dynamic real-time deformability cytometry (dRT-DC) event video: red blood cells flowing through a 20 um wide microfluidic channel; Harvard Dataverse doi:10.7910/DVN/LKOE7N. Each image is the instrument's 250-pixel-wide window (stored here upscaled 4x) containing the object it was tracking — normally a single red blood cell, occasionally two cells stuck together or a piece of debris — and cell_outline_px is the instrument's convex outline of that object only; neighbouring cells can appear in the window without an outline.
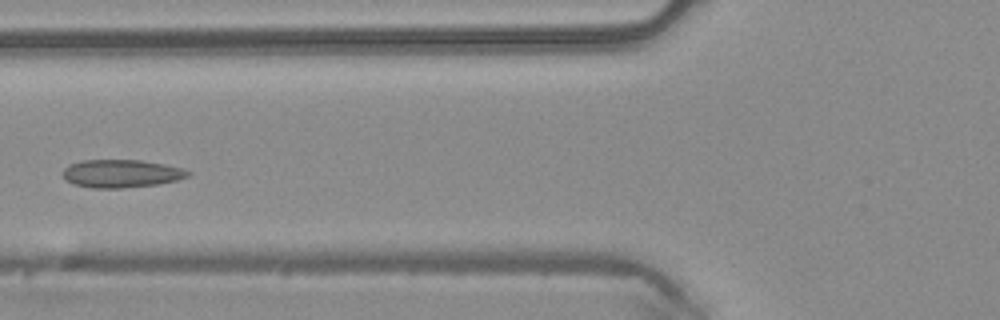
{"species": "common noctule bat (a hibernating species)", "species_latin": "Nyctalus noctula", "temperature_condition": "warm", "stored_images_in_passage": 3, "camera_frame_rate_fps": 3000, "um_per_image_px": 0.085, "animal": {"sex": "male", "body_mass_g": 20.4}, "frame": {"image": 1, "passage_image": 3, "time_ms": 0.667, "image_size_px": [1000, 320], "cell_outline_px": [[192, 172], [188, 176], [176, 180], [156, 184], [120, 188], [92, 188], [72, 184], [64, 180], [64, 168], [68, 164], [80, 160], [140, 160], [164, 164], [180, 168]], "centroid_in_image_um": [10.25, 14.75], "position_along_channel_um": 115.5, "area_um2": 20.35}}